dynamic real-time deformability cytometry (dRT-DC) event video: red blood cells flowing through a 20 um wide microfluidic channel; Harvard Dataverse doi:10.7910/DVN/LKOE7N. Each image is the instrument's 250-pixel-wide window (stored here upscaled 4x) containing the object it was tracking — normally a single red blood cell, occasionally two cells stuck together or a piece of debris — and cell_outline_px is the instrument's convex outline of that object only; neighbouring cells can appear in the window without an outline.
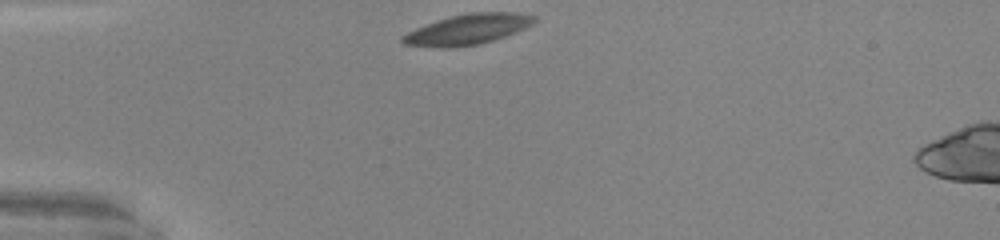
{"species": "common noctule bat (a hibernating species)", "species_latin": "Nyctalus noctula", "temperature_condition": "warm", "stored_images_in_passage": 30, "camera_frame_rate_fps": 3000, "um_per_image_px": 0.085, "animal": {"sex": "male", "body_mass_g": 20.0, "forearm_length_mm": 53.3}, "frame": {"image": 1, "passage_image": 1, "time_ms": 0.0, "image_size_px": [1000, 240], "cell_outline_px": [[536, 20], [532, 24], [516, 32], [480, 44], [448, 48], [440, 48], [404, 44], [400, 40], [400, 36], [416, 28], [436, 20], [468, 12], [516, 12], [536, 16]], "centroid_in_image_um": [39.73, 2.49], "position_along_channel_um": 45.3, "area_um2": 23.29}}
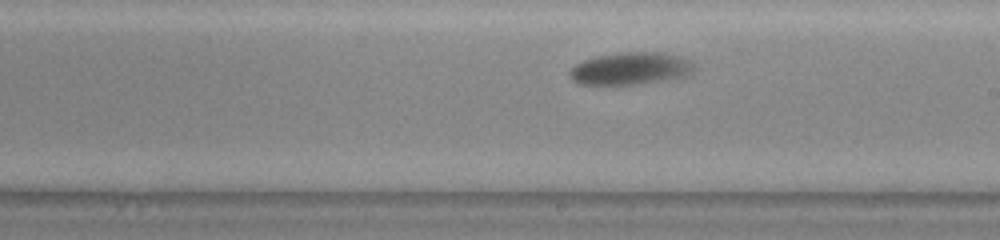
{"frame": {"image": 2, "passage_image": 18, "time_ms": 5.667, "image_size_px": [1000, 240], "cell_outline_px": [[692, 72], [684, 76], [640, 84], [580, 84], [572, 80], [568, 72], [576, 64], [584, 60], [600, 56], [620, 52], [664, 52], [688, 60], [692, 64]], "centroid_in_image_um": [53.55, 5.82], "position_along_channel_um": 235.4, "area_um2": 23.0}}
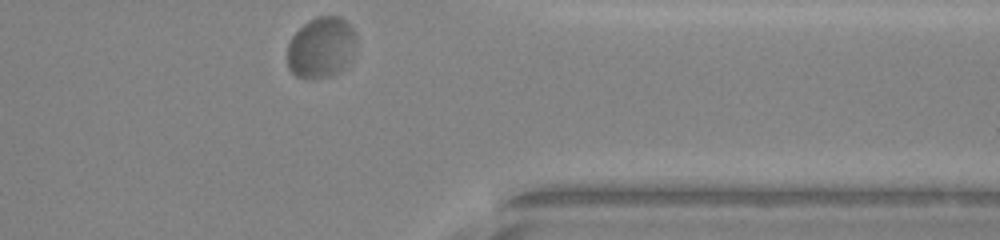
{"frame": {"image": 3, "passage_image": 30, "time_ms": 9.667, "image_size_px": [1000, 240], "cell_outline_px": [[356, 40], [352, 60], [340, 72], [332, 76], [316, 80], [308, 80], [296, 76], [288, 68], [288, 44], [292, 36], [308, 20], [316, 16], [340, 16], [356, 32]], "centroid_in_image_um": [27.32, 4.07], "position_along_channel_um": 384.1, "area_um2": 25.03}, "authors_computed_cell_mechanics": {"area_um2": 22.7732, "velocity_mm_per_s": 3.8994, "shape_relaxation_time_tau1_ms": 9.4925, "shape_relaxation_time_tau2_ms": null, "deformation_change_tau1": 0.2354, "deformation_change_tau2": null}}